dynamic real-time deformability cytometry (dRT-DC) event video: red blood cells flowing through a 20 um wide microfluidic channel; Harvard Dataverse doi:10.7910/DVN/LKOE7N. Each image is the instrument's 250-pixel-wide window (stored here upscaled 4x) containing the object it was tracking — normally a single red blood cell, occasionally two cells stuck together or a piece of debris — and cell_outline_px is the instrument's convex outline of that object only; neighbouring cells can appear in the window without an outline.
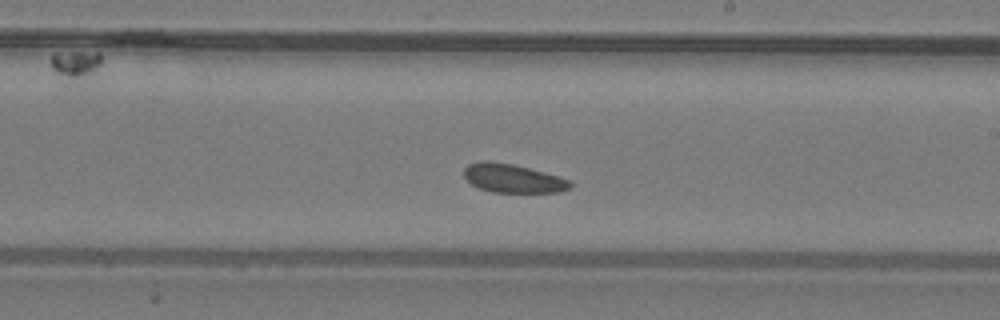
{"species": "common noctule bat (a hibernating species)", "species_latin": "Nyctalus noctula", "temperature_condition": "warm", "stored_images_in_passage": 7, "camera_frame_rate_fps": 3000, "um_per_image_px": 0.085, "animal": {"sex": "male", "body_mass_g": 19.2, "forearm_length_mm": 51.8}, "frame": {"image": 1, "passage_image": 6, "time_ms": 1.667, "image_size_px": [1000, 320], "cell_outline_px": [[572, 188], [560, 192], [492, 192], [480, 188], [472, 184], [464, 176], [464, 168], [468, 164], [480, 160], [488, 160], [512, 164], [544, 172], [572, 180]], "centroid_in_image_um": [43.61, 15.15], "position_along_channel_um": 245.4, "area_um2": 17.8}}